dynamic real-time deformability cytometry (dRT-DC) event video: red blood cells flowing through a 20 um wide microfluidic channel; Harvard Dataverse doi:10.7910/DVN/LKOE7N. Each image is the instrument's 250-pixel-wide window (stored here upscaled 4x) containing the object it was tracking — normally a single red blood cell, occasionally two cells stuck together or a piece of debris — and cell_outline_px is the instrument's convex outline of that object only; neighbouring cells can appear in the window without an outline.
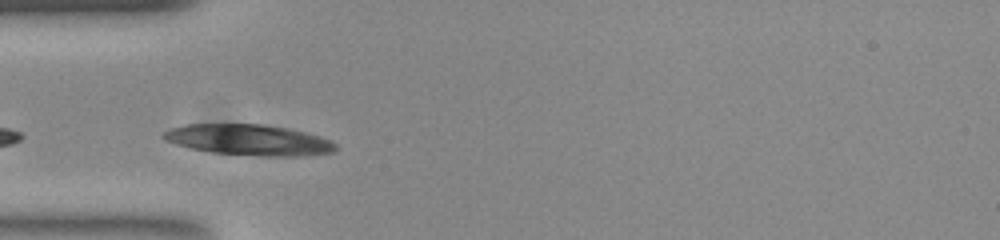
{"species": "common noctule bat (a hibernating species)", "species_latin": "Nyctalus noctula", "temperature_condition": "room temperature", "stored_images_in_passage": 14, "camera_frame_rate_fps": 3000, "um_per_image_px": 0.085, "animal": {"sex": "female", "body_mass_g": 23.0, "forearm_length_mm": 53.4}, "frame": {"image": 1, "passage_image": 8, "time_ms": 2.333, "image_size_px": [1000, 240], "cell_outline_px": [[336, 148], [332, 152], [300, 156], [264, 156], [212, 152], [192, 148], [176, 144], [164, 140], [160, 136], [164, 132], [172, 128], [184, 124], [264, 124], [288, 128], [320, 136], [336, 144]], "centroid_in_image_um": [21.13, 11.88], "position_along_channel_um": 63.9, "area_um2": 30.69}}